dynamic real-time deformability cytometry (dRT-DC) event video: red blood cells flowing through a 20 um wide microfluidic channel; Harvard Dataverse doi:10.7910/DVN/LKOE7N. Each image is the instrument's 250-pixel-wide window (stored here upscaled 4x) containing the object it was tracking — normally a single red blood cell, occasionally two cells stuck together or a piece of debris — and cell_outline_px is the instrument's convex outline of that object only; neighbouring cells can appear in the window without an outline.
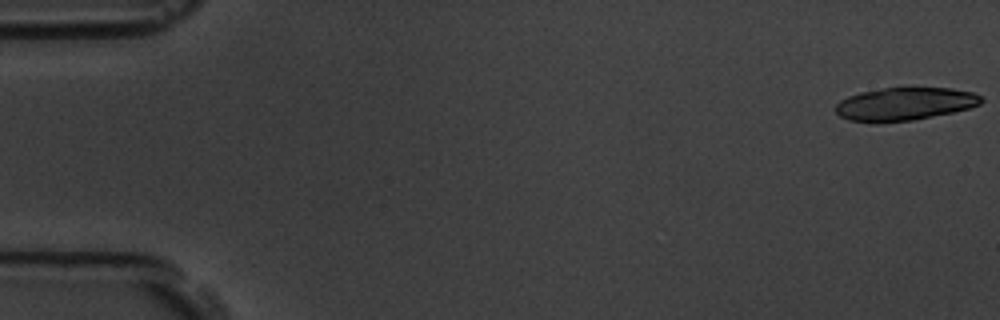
{"species": "common noctule bat (a hibernating species)", "species_latin": "Nyctalus noctula", "temperature_condition": "room temperature", "stored_images_in_passage": 20, "camera_frame_rate_fps": 3000, "um_per_image_px": 0.085, "animal": {"sex": "male", "body_mass_g": 19.5, "forearm_length_mm": 54.6}, "frame": {"image": 1, "passage_image": 1, "time_ms": 0.0, "image_size_px": [1000, 320], "cell_outline_px": [[984, 100], [980, 104], [968, 108], [952, 112], [912, 120], [848, 120], [840, 116], [836, 112], [836, 104], [840, 100], [848, 96], [860, 92], [904, 84], [952, 88], [976, 92]], "centroid_in_image_um": [76.97, 8.74], "position_along_channel_um": 8.0, "area_um2": 28.26}}